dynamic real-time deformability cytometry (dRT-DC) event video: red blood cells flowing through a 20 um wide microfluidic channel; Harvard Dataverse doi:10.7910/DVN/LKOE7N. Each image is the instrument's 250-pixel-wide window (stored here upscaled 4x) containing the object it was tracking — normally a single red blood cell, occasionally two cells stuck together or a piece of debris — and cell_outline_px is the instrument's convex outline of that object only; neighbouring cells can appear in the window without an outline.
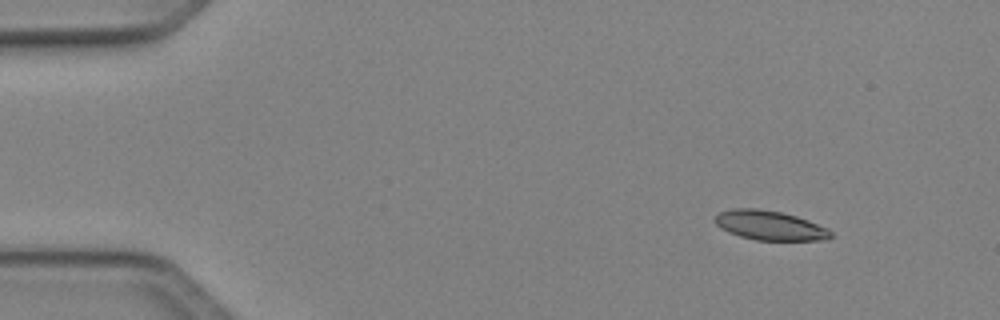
{"species": "Egyptian fruit bat (a non-hibernating species)", "species_latin": "Rousettus aegyptiacus", "temperature_condition": "cold", "stored_images_in_passage": 45, "camera_frame_rate_fps": 3000, "um_per_image_px": 0.085, "animal": {"sex": "female"}, "frame": {"image": 1, "passage_image": 1, "time_ms": 0.0, "image_size_px": [1000, 320], "cell_outline_px": [[832, 236], [828, 240], [756, 240], [740, 236], [728, 232], [720, 228], [712, 220], [720, 212], [732, 208], [756, 208], [780, 212], [796, 216], [808, 220], [828, 228], [832, 232]], "centroid_in_image_um": [65.42, 19.16], "position_along_channel_um": 19.6, "area_um2": 19.94}}
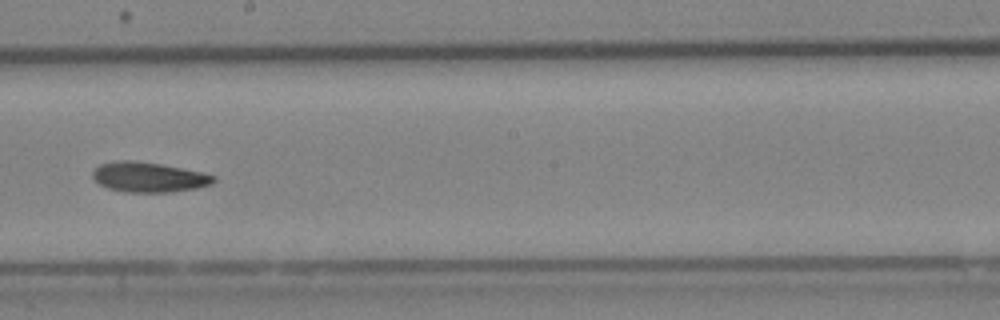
{"frame": {"image": 2, "passage_image": 24, "time_ms": 7.667, "image_size_px": [1000, 320], "cell_outline_px": [[216, 180], [212, 184], [196, 188], [172, 192], [124, 192], [108, 188], [100, 184], [92, 176], [92, 172], [100, 164], [120, 160], [132, 160], [160, 164], [204, 172], [216, 176]], "centroid_in_image_um": [12.67, 15.06], "position_along_channel_um": 235.5, "area_um2": 21.15}}
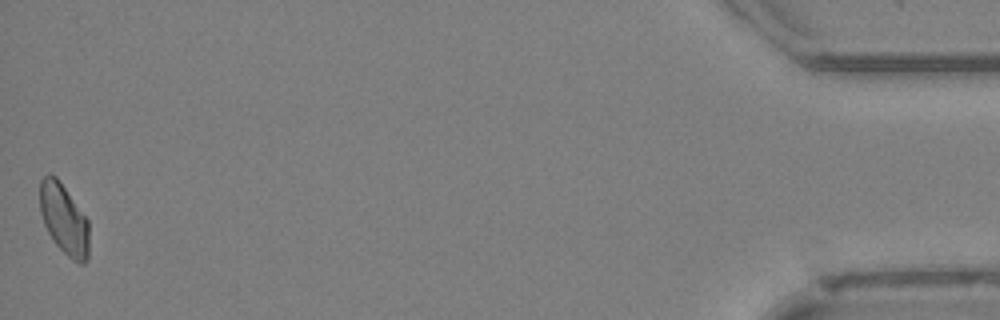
{"frame": {"image": 3, "passage_image": 45, "time_ms": 14.667, "image_size_px": [1000, 320], "cell_outline_px": [[88, 260], [84, 264], [80, 264], [72, 260], [52, 240], [44, 224], [40, 212], [40, 180], [48, 172], [56, 176], [88, 220]], "centroid_in_image_um": [5.43, 18.64], "position_along_channel_um": 429.8, "area_um2": 20.17}}